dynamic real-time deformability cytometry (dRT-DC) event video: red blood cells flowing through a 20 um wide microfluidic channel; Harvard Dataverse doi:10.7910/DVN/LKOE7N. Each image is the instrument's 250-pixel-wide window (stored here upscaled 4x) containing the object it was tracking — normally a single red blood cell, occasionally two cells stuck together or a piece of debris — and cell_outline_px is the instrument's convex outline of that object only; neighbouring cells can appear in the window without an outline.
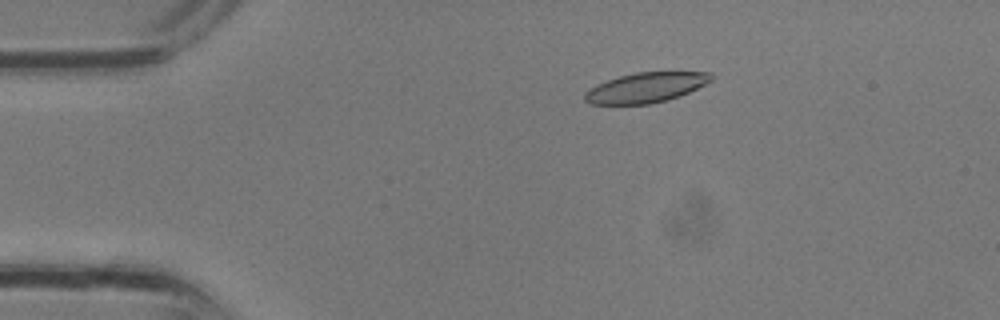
{"species": "common noctule bat (a hibernating species)", "species_latin": "Nyctalus noctula", "temperature_condition": "room temperature", "stored_images_in_passage": 4, "camera_frame_rate_fps": 3000, "um_per_image_px": 0.085, "animal": {"sex": "male", "body_mass_g": 13.3}, "frame": {"image": 1, "passage_image": 2, "time_ms": 0.333, "image_size_px": [1000, 320], "cell_outline_px": [[712, 80], [680, 96], [668, 100], [648, 104], [588, 104], [584, 100], [584, 92], [596, 84], [620, 76], [636, 72], [712, 72]], "centroid_in_image_um": [54.86, 7.45], "position_along_channel_um": 30.1, "area_um2": 22.02}}
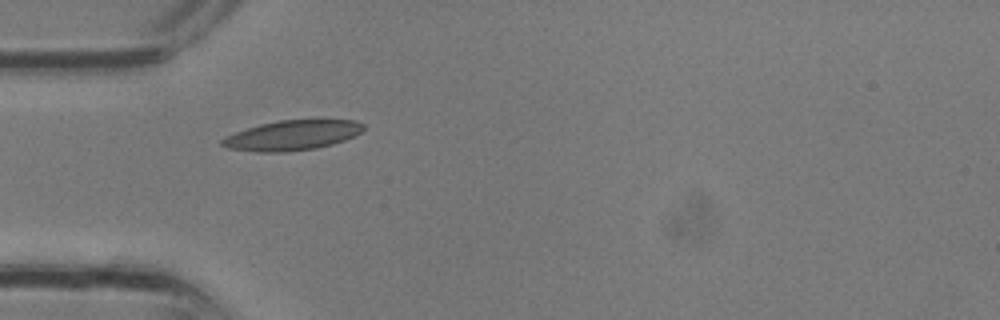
{"frame": {"image": 2, "passage_image": 3, "time_ms": 0.667, "image_size_px": [1000, 320], "cell_outline_px": [[364, 128], [360, 132], [344, 140], [332, 144], [316, 148], [288, 152], [256, 152], [228, 148], [220, 144], [220, 140], [224, 136], [260, 124], [280, 120], [356, 120], [364, 124]], "centroid_in_image_um": [24.8, 11.51], "position_along_channel_um": 60.2, "area_um2": 24.57}}
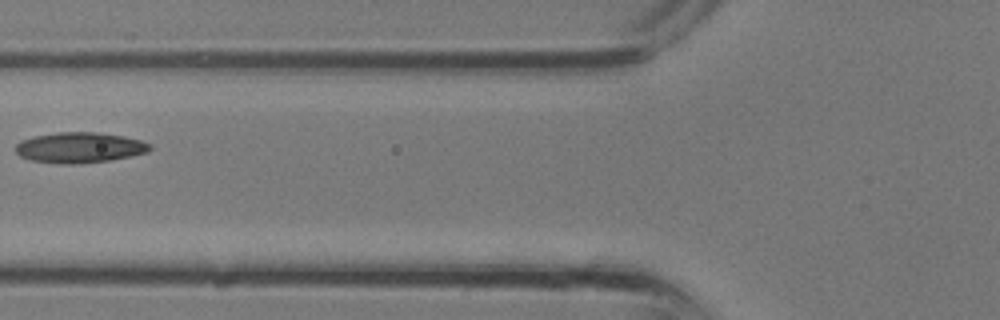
{"frame": {"image": 3, "passage_image": 4, "time_ms": 1.0, "image_size_px": [1000, 320], "cell_outline_px": [[152, 148], [148, 152], [108, 160], [80, 164], [60, 164], [28, 160], [20, 156], [16, 152], [16, 144], [20, 140], [32, 136], [56, 132], [96, 132], [124, 136], [140, 140], [152, 144]], "centroid_in_image_um": [6.73, 12.54], "position_along_channel_um": 119.1, "area_um2": 24.1}}